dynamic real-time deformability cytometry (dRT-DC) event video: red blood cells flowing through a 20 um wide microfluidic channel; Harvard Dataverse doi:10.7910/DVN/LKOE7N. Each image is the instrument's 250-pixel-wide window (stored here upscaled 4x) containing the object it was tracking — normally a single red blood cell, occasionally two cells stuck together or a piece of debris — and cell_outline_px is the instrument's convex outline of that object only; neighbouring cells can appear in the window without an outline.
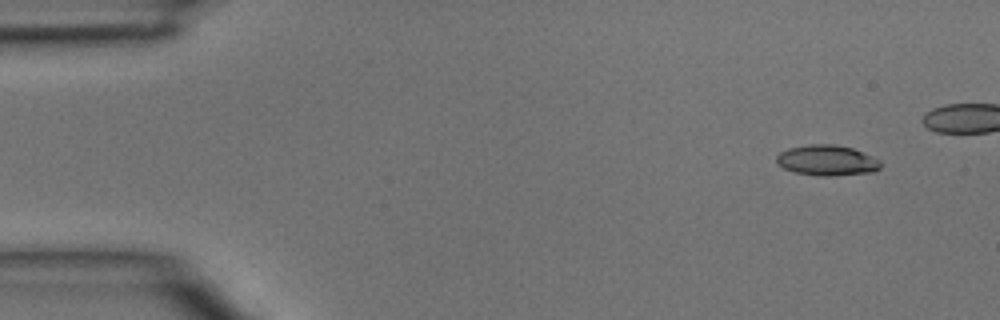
{"species": "common noctule bat (a hibernating species)", "species_latin": "Nyctalus noctula", "temperature_condition": "room temperature", "stored_images_in_passage": 6, "camera_frame_rate_fps": 3000, "um_per_image_px": 0.085, "animal": {"sex": "male", "body_mass_g": 15.6}, "frame": {"image": 1, "passage_image": 1, "time_ms": 0.0, "image_size_px": [1000, 320], "cell_outline_px": [[880, 168], [872, 172], [832, 176], [820, 176], [796, 172], [784, 168], [776, 160], [776, 156], [780, 152], [788, 148], [812, 144], [836, 144], [852, 148], [872, 156], [880, 160]], "centroid_in_image_um": [70.31, 13.62], "position_along_channel_um": 14.7, "area_um2": 18.38}}